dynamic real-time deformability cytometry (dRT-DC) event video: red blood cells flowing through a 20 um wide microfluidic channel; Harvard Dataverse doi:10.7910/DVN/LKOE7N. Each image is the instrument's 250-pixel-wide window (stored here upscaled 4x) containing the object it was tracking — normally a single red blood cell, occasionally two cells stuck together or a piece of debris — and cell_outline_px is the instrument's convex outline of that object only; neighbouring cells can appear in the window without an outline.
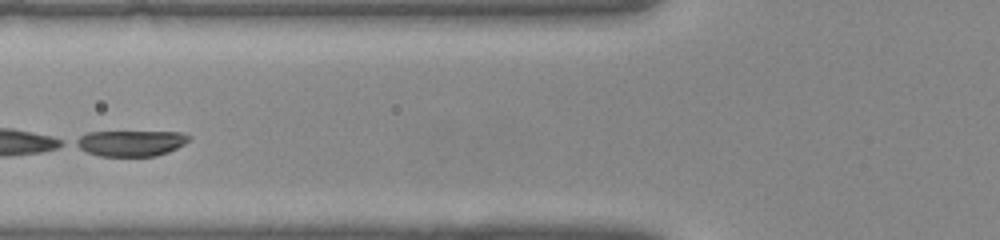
{"species": "common noctule bat (a hibernating species)", "species_latin": "Nyctalus noctula", "temperature_condition": "warm", "stored_images_in_passage": 35, "segment_of_instrument_passage": [2, 2], "camera_frame_rate_fps": 3000, "um_per_image_px": 0.085, "animal": {"sex": "female", "body_mass_g": 22.0, "forearm_length_mm": 56.7}, "frame": {"image": 1, "passage_image": 11, "time_ms": 3.333, "image_size_px": [1000, 240], "cell_outline_px": [[192, 136], [184, 144], [168, 152], [156, 156], [100, 156], [88, 152], [72, 144], [72, 140], [88, 132], [184, 132]], "centroid_in_image_um": [11.1, 12.16], "position_along_channel_um": 114.7, "area_um2": 17.11}}